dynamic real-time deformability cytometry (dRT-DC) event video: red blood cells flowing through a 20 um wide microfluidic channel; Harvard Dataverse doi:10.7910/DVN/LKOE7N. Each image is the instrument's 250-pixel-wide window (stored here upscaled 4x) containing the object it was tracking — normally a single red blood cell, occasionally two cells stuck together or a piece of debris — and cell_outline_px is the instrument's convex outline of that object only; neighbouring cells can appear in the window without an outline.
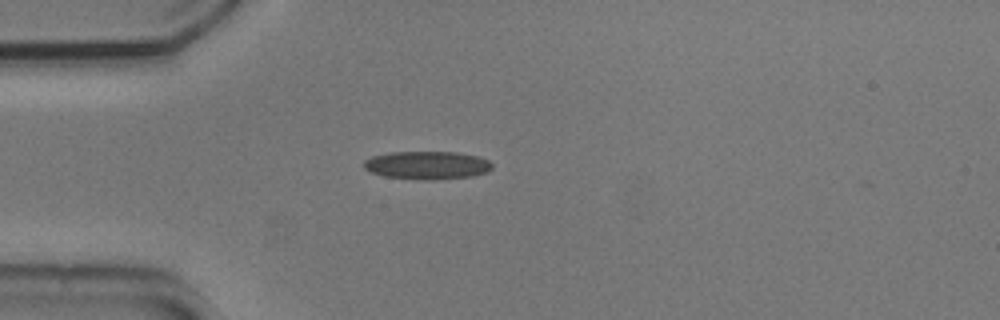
{"species": "common noctule bat (a hibernating species)", "species_latin": "Nyctalus noctula", "temperature_condition": "cold", "stored_images_in_passage": 41, "camera_frame_rate_fps": 3000, "um_per_image_px": 0.085, "animal": {"sex": "male", "body_mass_g": 20.5, "forearm_length_mm": 52.5}, "frame": {"image": 1, "passage_image": 1, "time_ms": 0.0, "image_size_px": [1000, 320], "cell_outline_px": [[492, 168], [488, 172], [472, 176], [432, 180], [424, 180], [384, 176], [372, 172], [364, 168], [364, 160], [372, 156], [392, 152], [456, 152], [480, 156], [488, 160], [492, 164]], "centroid_in_image_um": [36.34, 14.04], "position_along_channel_um": 48.7, "area_um2": 21.04}}
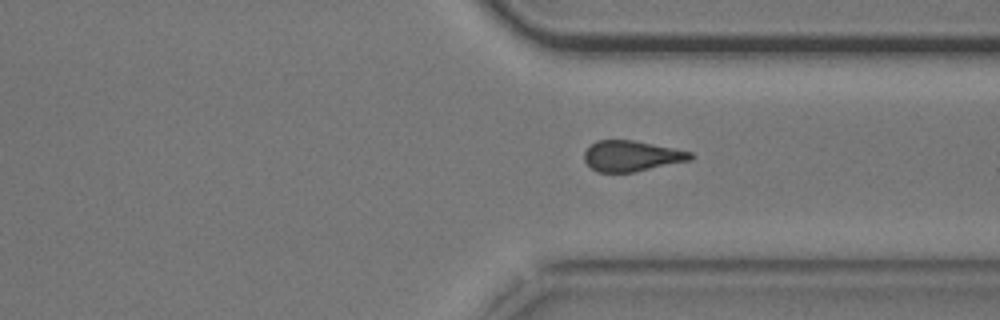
{"frame": {"image": 2, "passage_image": 27, "time_ms": 8.667, "image_size_px": [1000, 320], "cell_outline_px": [[692, 160], [632, 172], [596, 172], [584, 160], [584, 152], [596, 140], [632, 140], [692, 152]], "centroid_in_image_um": [53.66, 13.26], "position_along_channel_um": 357.7, "area_um2": 18.73}}
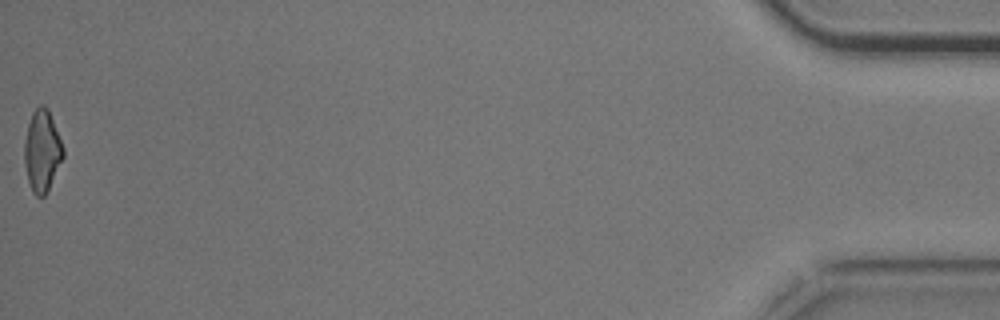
{"frame": {"image": 3, "passage_image": 41, "time_ms": 13.333, "image_size_px": [1000, 320], "cell_outline_px": [[64, 156], [44, 196], [36, 196], [32, 192], [28, 180], [24, 164], [24, 140], [28, 124], [32, 112], [40, 104], [44, 104], [48, 108], [64, 148]], "centroid_in_image_um": [3.56, 12.79], "position_along_channel_um": 431.6, "area_um2": 18.38}, "authors_computed_cell_mechanics": {"area_um2": 19.8832, "velocity_mm_per_s": 3.6993, "shape_relaxation_time_tau1_ms": 5.006, "shape_relaxation_time_tau2_ms": 4.4192, "deformation_change_tau1": 0.1089, "deformation_change_tau2": 0.1458}}